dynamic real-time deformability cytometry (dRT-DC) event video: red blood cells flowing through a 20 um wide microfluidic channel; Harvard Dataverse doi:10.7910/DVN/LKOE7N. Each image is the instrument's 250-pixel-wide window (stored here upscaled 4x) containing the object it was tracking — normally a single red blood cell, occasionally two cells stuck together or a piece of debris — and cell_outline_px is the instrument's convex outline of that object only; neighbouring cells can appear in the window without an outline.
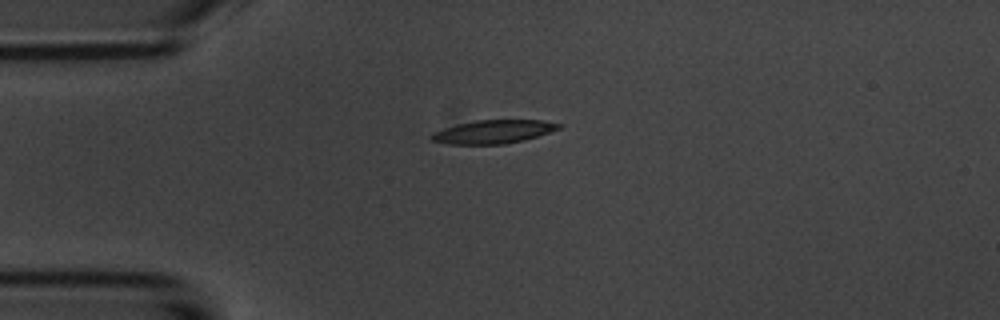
{"species": "common noctule bat (a hibernating species)", "species_latin": "Nyctalus noctula", "temperature_condition": "room temperature", "stored_images_in_passage": 6, "camera_frame_rate_fps": 3000, "um_per_image_px": 0.085, "animal": {"sex": "male", "body_mass_g": 20.1, "forearm_length_mm": 53.5}, "frame": {"image": 1, "passage_image": 4, "time_ms": 4.667, "image_size_px": [1000, 320], "cell_outline_px": [[564, 124], [560, 128], [524, 140], [504, 144], [448, 144], [432, 140], [428, 136], [432, 132], [456, 124], [476, 120], [544, 120]], "centroid_in_image_um": [41.91, 11.19], "position_along_channel_um": 43.1, "area_um2": 17.4}}
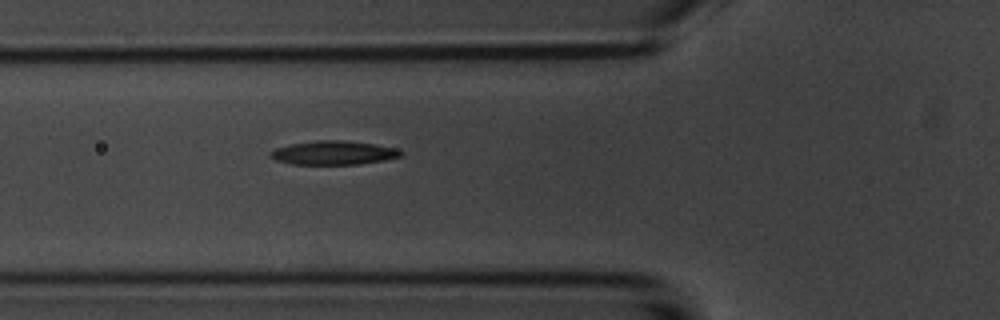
{"frame": {"image": 2, "passage_image": 6, "time_ms": 6.667, "image_size_px": [1000, 320], "cell_outline_px": [[404, 152], [400, 156], [384, 160], [360, 164], [292, 164], [276, 160], [268, 156], [268, 152], [276, 148], [292, 144], [316, 140], [344, 140], [372, 144], [396, 148]], "centroid_in_image_um": [28.32, 12.99], "position_along_channel_um": 97.5, "area_um2": 18.03}}